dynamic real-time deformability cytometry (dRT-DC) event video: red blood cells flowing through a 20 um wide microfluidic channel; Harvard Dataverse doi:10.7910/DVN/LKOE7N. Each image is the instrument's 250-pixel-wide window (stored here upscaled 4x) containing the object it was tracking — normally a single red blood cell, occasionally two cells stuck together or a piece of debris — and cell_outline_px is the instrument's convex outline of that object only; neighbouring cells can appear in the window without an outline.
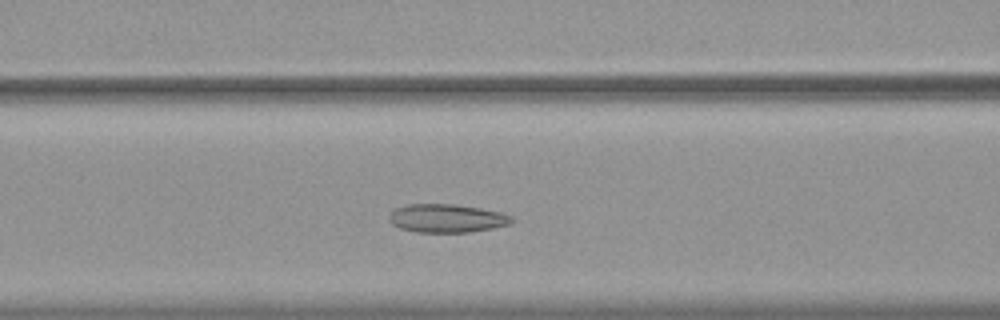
{"species": "common noctule bat (a hibernating species)", "species_latin": "Nyctalus noctula", "temperature_condition": "warm", "stored_images_in_passage": 45, "camera_frame_rate_fps": 3000, "um_per_image_px": 0.085, "animal": {"sex": "female", "body_mass_g": 19.9}, "frame": {"image": 1, "passage_image": 16, "time_ms": 5.0, "image_size_px": [1000, 320], "cell_outline_px": [[516, 220], [508, 224], [492, 228], [468, 232], [416, 232], [400, 228], [392, 224], [388, 220], [388, 216], [396, 208], [408, 204], [456, 204], [480, 208], [500, 212], [512, 216]], "centroid_in_image_um": [37.97, 18.55], "position_along_channel_um": 128.6, "area_um2": 20.29}}
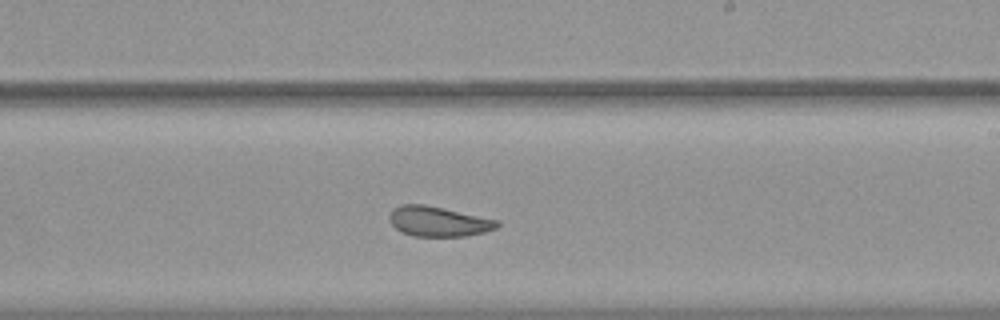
{"frame": {"image": 2, "passage_image": 26, "time_ms": 8.333, "image_size_px": [1000, 320], "cell_outline_px": [[500, 224], [496, 228], [484, 232], [468, 236], [412, 236], [400, 232], [388, 220], [388, 216], [392, 208], [400, 204], [424, 204], [444, 208], [500, 220]], "centroid_in_image_um": [37.24, 18.82], "position_along_channel_um": 251.8, "area_um2": 19.13}}
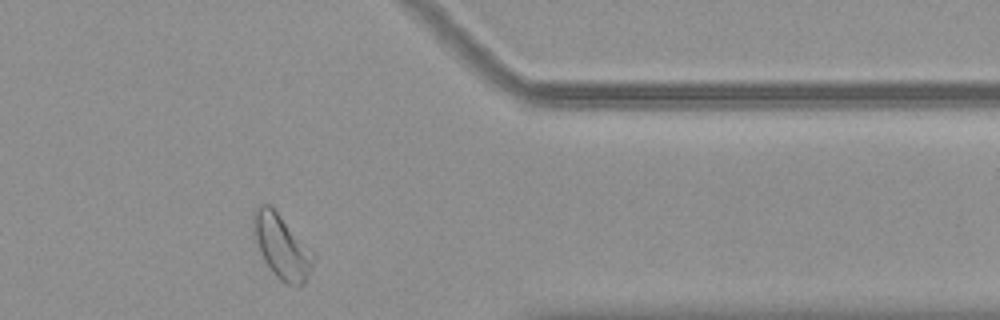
{"frame": {"image": 3, "passage_image": 38, "time_ms": 12.333, "image_size_px": [1000, 320], "cell_outline_px": [[316, 256], [312, 268], [304, 284], [288, 284], [280, 280], [272, 272], [264, 260], [252, 236], [252, 212], [260, 204], [268, 204], [316, 252]], "centroid_in_image_um": [23.94, 20.95], "position_along_channel_um": 387.5, "area_um2": 22.6}}